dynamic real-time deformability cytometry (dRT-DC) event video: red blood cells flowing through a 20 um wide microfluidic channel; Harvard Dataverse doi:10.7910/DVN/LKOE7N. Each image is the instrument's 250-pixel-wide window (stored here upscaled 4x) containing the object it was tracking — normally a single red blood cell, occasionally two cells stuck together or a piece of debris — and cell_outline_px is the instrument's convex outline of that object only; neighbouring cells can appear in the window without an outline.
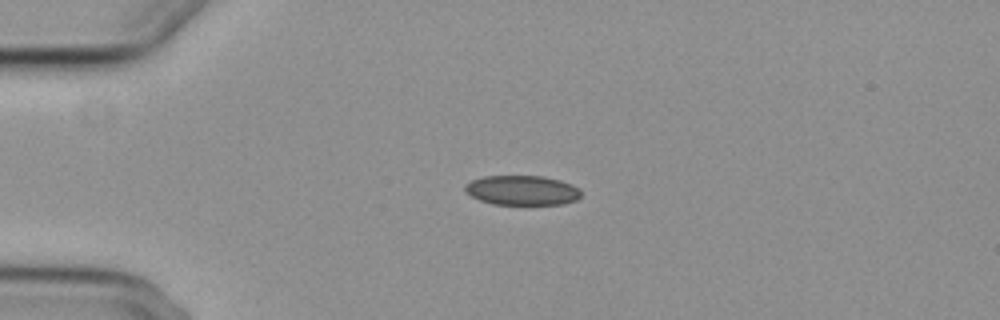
{"species": "common noctule bat (a hibernating species)", "species_latin": "Nyctalus noctula", "temperature_condition": "cold", "stored_images_in_passage": 5, "camera_frame_rate_fps": 3000, "um_per_image_px": 0.085, "animal": {"sex": "female", "body_mass_g": 29.2, "forearm_length_mm": 56.3}, "frame": {"image": 1, "passage_image": 3, "time_ms": 2.333, "image_size_px": [1000, 320], "cell_outline_px": [[580, 196], [576, 200], [564, 204], [492, 204], [480, 200], [464, 192], [464, 184], [472, 180], [484, 176], [544, 176], [560, 180], [572, 184], [580, 188]], "centroid_in_image_um": [44.37, 16.17], "position_along_channel_um": 40.6, "area_um2": 20.17}}